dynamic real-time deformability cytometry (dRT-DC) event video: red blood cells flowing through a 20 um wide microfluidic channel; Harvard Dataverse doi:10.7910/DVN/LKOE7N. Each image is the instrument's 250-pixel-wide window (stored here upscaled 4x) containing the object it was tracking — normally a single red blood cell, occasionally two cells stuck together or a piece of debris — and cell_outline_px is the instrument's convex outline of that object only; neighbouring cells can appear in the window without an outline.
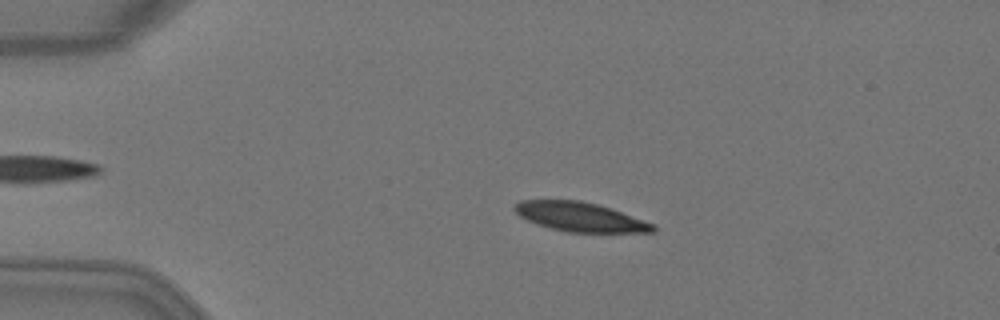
{"species": "Egyptian fruit bat (a non-hibernating species)", "species_latin": "Rousettus aegyptiacus", "temperature_condition": "warm", "stored_images_in_passage": 3, "camera_frame_rate_fps": 3000, "um_per_image_px": 0.085, "animal": {"sex": "female"}, "frame": {"image": 1, "passage_image": 2, "time_ms": 0.333, "image_size_px": [1000, 320], "cell_outline_px": [[656, 232], [568, 232], [536, 224], [520, 216], [512, 208], [520, 200], [580, 200], [612, 208], [656, 224]], "centroid_in_image_um": [49.35, 18.43], "position_along_channel_um": 35.7, "area_um2": 23.58}}